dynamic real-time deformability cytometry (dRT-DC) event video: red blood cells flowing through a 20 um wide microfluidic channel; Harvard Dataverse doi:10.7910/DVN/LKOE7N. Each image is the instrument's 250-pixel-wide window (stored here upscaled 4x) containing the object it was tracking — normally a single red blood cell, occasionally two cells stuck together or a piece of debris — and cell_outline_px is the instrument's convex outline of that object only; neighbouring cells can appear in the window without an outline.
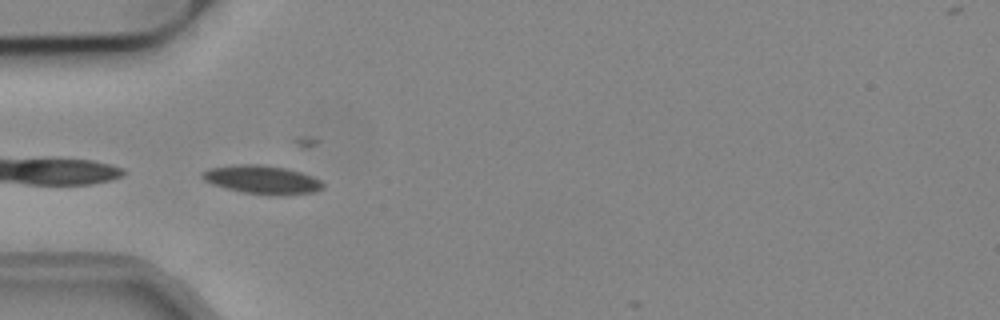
{"species": "common noctule bat (a hibernating species)", "species_latin": "Nyctalus noctula", "temperature_condition": "cold", "stored_images_in_passage": 5, "camera_frame_rate_fps": 3000, "um_per_image_px": 0.085, "animal": {"sex": "male", "body_mass_g": 19.2, "forearm_length_mm": 51.8}, "frame": {"image": 1, "passage_image": 1, "time_ms": 0.0, "image_size_px": [1000, 320], "cell_outline_px": [[324, 188], [316, 192], [280, 196], [244, 192], [212, 184], [204, 180], [200, 176], [200, 172], [208, 168], [236, 164], [260, 164], [284, 168], [300, 172], [312, 176], [320, 180], [324, 184]], "centroid_in_image_um": [22.28, 15.27], "position_along_channel_um": 62.7, "area_um2": 20.11}}